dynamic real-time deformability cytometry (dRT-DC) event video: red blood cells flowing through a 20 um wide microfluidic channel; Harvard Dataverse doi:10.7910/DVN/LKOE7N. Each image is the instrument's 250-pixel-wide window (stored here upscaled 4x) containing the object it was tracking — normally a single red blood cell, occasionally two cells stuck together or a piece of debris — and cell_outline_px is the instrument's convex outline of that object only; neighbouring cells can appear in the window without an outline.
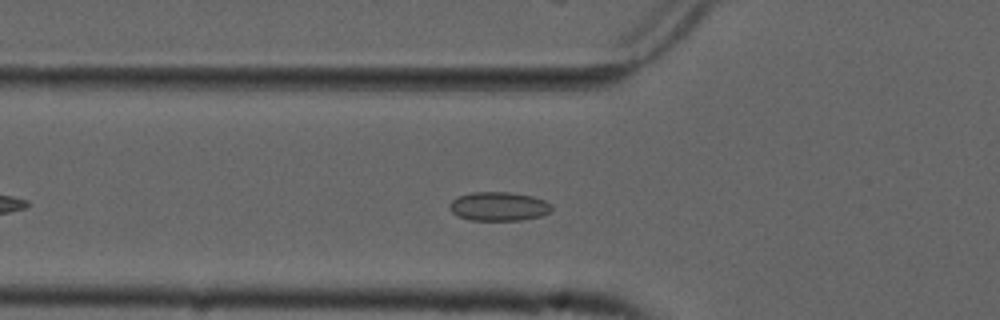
{"species": "common noctule bat (a hibernating species)", "species_latin": "Nyctalus noctula", "temperature_condition": "cold", "stored_images_in_passage": 47, "camera_frame_rate_fps": 3000, "um_per_image_px": 0.085, "animal": {"sex": "male", "forearm_length_mm": 52.5}, "frame": {"image": 1, "passage_image": 10, "time_ms": 3.0, "image_size_px": [1000, 320], "cell_outline_px": [[552, 208], [548, 212], [540, 216], [520, 220], [472, 220], [460, 216], [452, 212], [448, 208], [448, 204], [456, 196], [472, 192], [508, 192], [532, 196], [544, 200], [552, 204]], "centroid_in_image_um": [42.36, 17.53], "position_along_channel_um": 83.4, "area_um2": 17.17}}
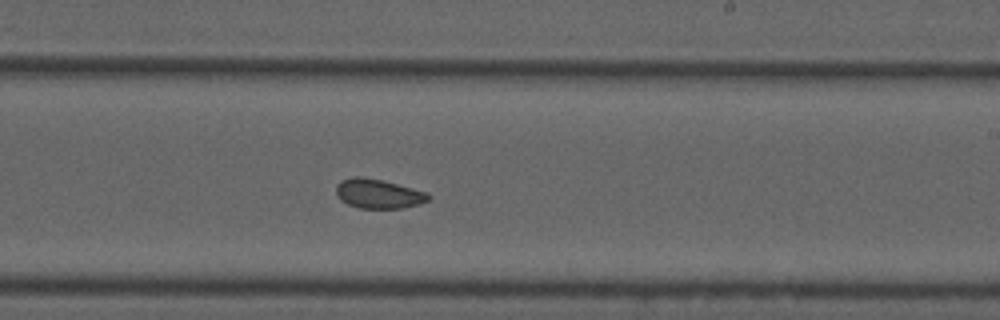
{"frame": {"image": 2, "passage_image": 24, "time_ms": 7.667, "image_size_px": [1000, 320], "cell_outline_px": [[432, 196], [428, 200], [420, 204], [404, 208], [360, 208], [348, 204], [340, 200], [336, 196], [336, 184], [352, 176], [360, 176], [380, 180], [428, 192]], "centroid_in_image_um": [32.16, 16.48], "position_along_channel_um": 256.8, "area_um2": 15.78}}
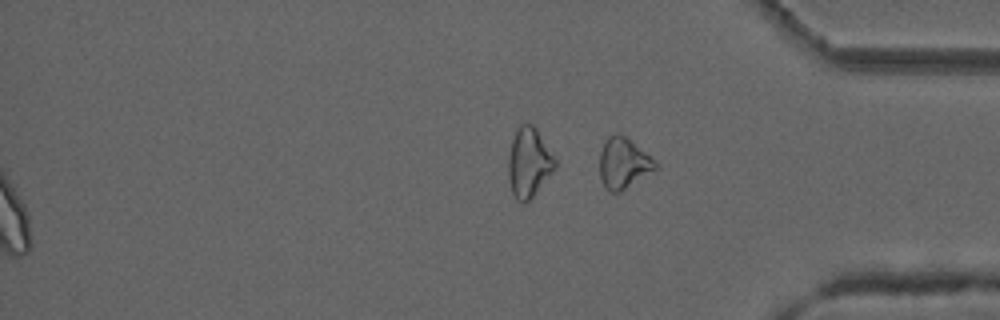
{"frame": {"image": 3, "passage_image": 47, "time_ms": 15.333, "image_size_px": [1000, 320], "cell_outline_px": [[660, 164], [656, 168], [620, 192], [608, 192], [604, 188], [600, 176], [600, 152], [608, 136], [616, 132], [620, 132], [656, 160]], "centroid_in_image_um": [52.98, 13.86], "position_along_channel_um": 382.2, "area_um2": 16.47}, "authors_computed_cell_mechanics": {"area_um2": 16.9932, "velocity_mm_per_s": 3.713, "shape_relaxation_time_tau1_ms": null, "shape_relaxation_time_tau2_ms": 1.2772, "deformation_change_tau1": null, "deformation_change_tau2": 0.0461}}